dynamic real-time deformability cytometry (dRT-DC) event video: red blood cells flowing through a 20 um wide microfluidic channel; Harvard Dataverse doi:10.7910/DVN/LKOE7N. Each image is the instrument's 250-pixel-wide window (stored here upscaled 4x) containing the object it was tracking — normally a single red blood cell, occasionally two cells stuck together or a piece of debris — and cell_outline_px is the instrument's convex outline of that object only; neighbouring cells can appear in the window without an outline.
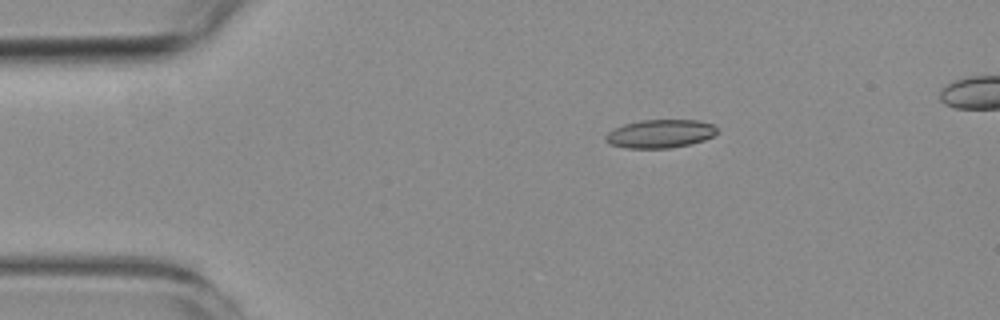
{"species": "common noctule bat (a hibernating species)", "species_latin": "Nyctalus noctula", "temperature_condition": "room temperature", "stored_images_in_passage": 4, "camera_frame_rate_fps": 3000, "um_per_image_px": 0.085, "animal": {"sex": "female", "body_mass_g": 19.3, "forearm_length_mm": 54.1}, "frame": {"image": 1, "passage_image": 1, "time_ms": 0.0, "image_size_px": [1000, 320], "cell_outline_px": [[716, 132], [712, 136], [704, 140], [688, 144], [668, 148], [628, 148], [608, 144], [604, 140], [604, 136], [608, 132], [624, 124], [640, 120], [696, 120], [712, 124], [716, 128]], "centroid_in_image_um": [56.06, 11.37], "position_along_channel_um": 28.9, "area_um2": 18.26}}
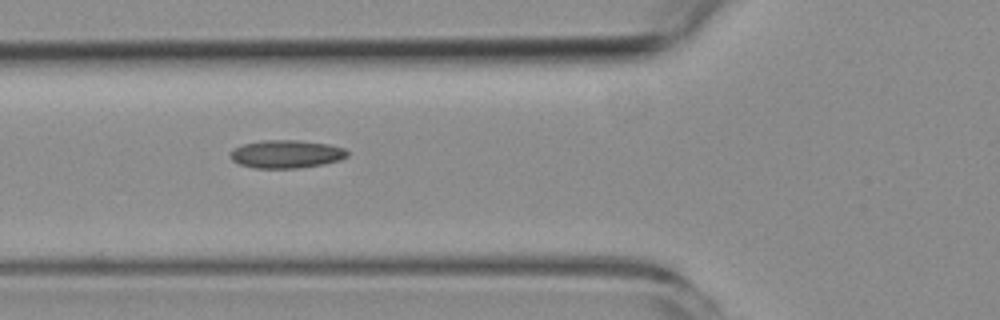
{"frame": {"image": 2, "passage_image": 4, "time_ms": 3.333, "image_size_px": [1000, 320], "cell_outline_px": [[348, 156], [340, 160], [324, 164], [300, 168], [252, 168], [240, 164], [232, 160], [228, 156], [232, 148], [244, 144], [260, 140], [300, 140], [328, 144], [344, 148], [348, 152]], "centroid_in_image_um": [24.31, 13.09], "position_along_channel_um": 101.5, "area_um2": 19.36}}